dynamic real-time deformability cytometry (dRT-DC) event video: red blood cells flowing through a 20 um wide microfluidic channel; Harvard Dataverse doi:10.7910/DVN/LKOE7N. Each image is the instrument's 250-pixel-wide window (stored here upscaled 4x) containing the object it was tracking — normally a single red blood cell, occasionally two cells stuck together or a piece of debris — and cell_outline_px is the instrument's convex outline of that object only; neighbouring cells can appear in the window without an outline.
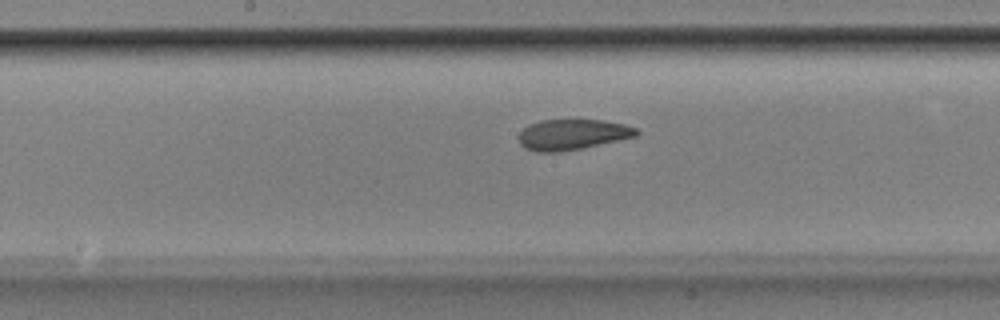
{"species": "Egyptian fruit bat (a non-hibernating species)", "species_latin": "Rousettus aegyptiacus", "temperature_condition": "room temperature", "stored_images_in_passage": 49, "camera_frame_rate_fps": 3000, "um_per_image_px": 0.085, "animal": {"sex": "male"}, "frame": {"image": 1, "passage_image": 27, "time_ms": 8.667, "image_size_px": [1000, 320], "cell_outline_px": [[640, 132], [636, 136], [580, 148], [560, 152], [536, 152], [524, 148], [520, 144], [520, 132], [528, 124], [540, 120], [604, 120], [624, 124], [636, 128]], "centroid_in_image_um": [48.63, 11.43], "position_along_channel_um": 199.6, "area_um2": 20.81}}
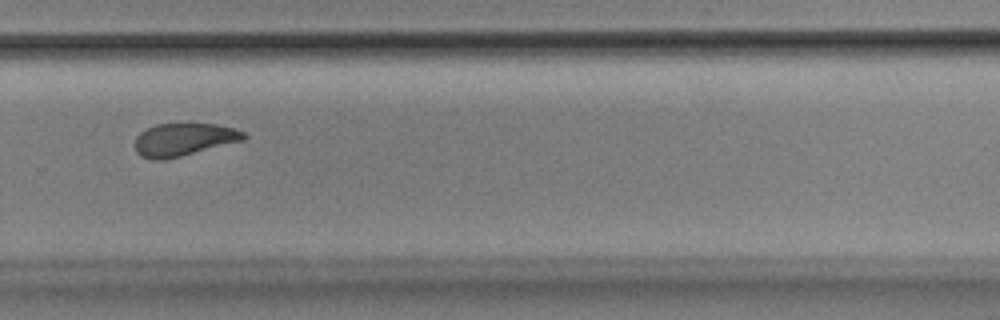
{"frame": {"image": 2, "passage_image": 36, "time_ms": 11.667, "image_size_px": [1000, 320], "cell_outline_px": [[248, 136], [244, 140], [164, 160], [152, 160], [140, 156], [136, 152], [136, 136], [140, 132], [156, 124], [216, 124], [232, 128], [244, 132]], "centroid_in_image_um": [15.6, 11.87], "position_along_channel_um": 314.2, "area_um2": 20.58}}
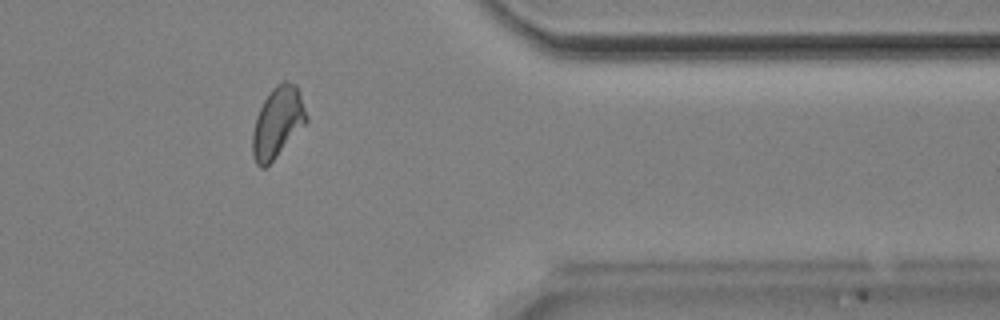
{"frame": {"image": 3, "passage_image": 43, "time_ms": 14.0, "image_size_px": [1000, 320], "cell_outline_px": [[308, 120], [276, 156], [264, 168], [260, 168], [256, 164], [252, 156], [252, 132], [256, 116], [264, 100], [272, 88], [276, 84], [284, 80], [296, 84], [308, 116]], "centroid_in_image_um": [23.57, 10.38], "position_along_channel_um": 387.8, "area_um2": 21.96}}